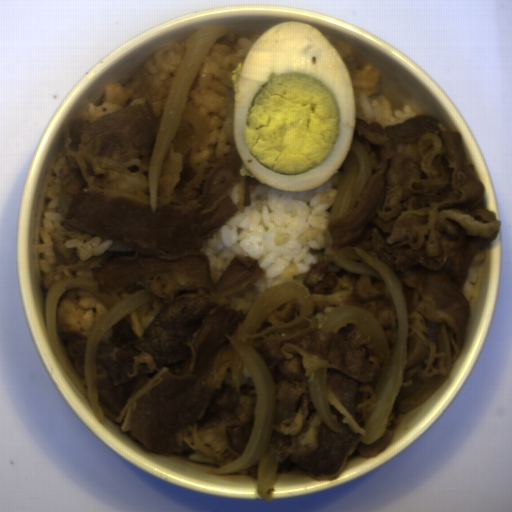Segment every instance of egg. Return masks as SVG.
Here are the masks:
<instances>
[{"mask_svg":"<svg viewBox=\"0 0 512 512\" xmlns=\"http://www.w3.org/2000/svg\"><path fill=\"white\" fill-rule=\"evenodd\" d=\"M239 174L306 191L341 170L353 145L355 91L339 52L305 22L262 32L232 72Z\"/></svg>","mask_w":512,"mask_h":512,"instance_id":"obj_1","label":"egg"}]
</instances>
